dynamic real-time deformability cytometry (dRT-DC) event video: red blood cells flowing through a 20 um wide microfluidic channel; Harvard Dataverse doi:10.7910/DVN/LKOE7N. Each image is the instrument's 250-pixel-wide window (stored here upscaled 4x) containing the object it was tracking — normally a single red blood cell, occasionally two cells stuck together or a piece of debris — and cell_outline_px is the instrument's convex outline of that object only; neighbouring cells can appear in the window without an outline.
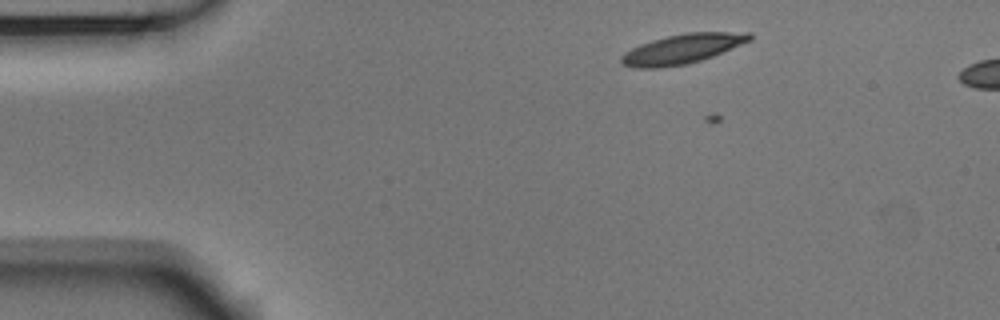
{"species": "Egyptian fruit bat (a non-hibernating species)", "species_latin": "Rousettus aegyptiacus", "temperature_condition": "room temperature", "stored_images_in_passage": 46, "camera_frame_rate_fps": 3000, "um_per_image_px": 0.085, "animal": {"sex": "male"}, "frame": {"image": 1, "passage_image": 2, "time_ms": 0.333, "image_size_px": [1000, 320], "cell_outline_px": [[752, 40], [712, 56], [688, 64], [660, 68], [632, 68], [620, 64], [620, 56], [624, 52], [640, 44], [652, 40], [668, 36], [688, 32], [752, 32]], "centroid_in_image_um": [57.96, 4.16], "position_along_channel_um": 27.0, "area_um2": 22.25}}
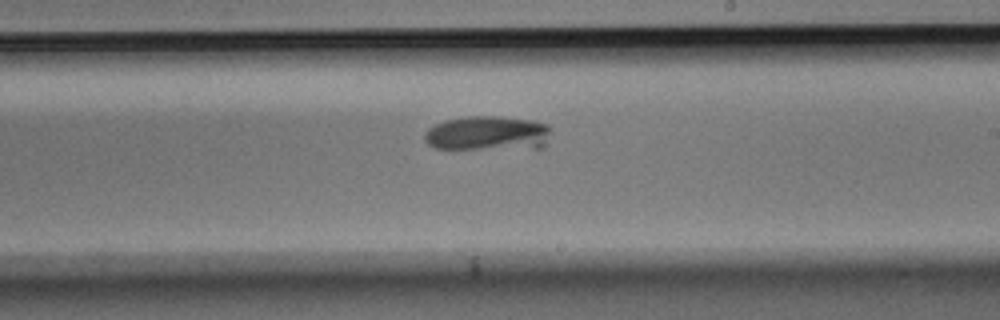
{"frame": {"image": 2, "passage_image": 25, "time_ms": 8.0, "image_size_px": [1000, 320], "cell_outline_px": [[548, 132], [544, 148], [436, 148], [428, 144], [424, 140], [424, 132], [428, 128], [444, 120], [468, 116], [500, 116], [532, 120], [548, 124]], "centroid_in_image_um": [41.42, 11.32], "position_along_channel_um": 247.6, "area_um2": 25.32}}
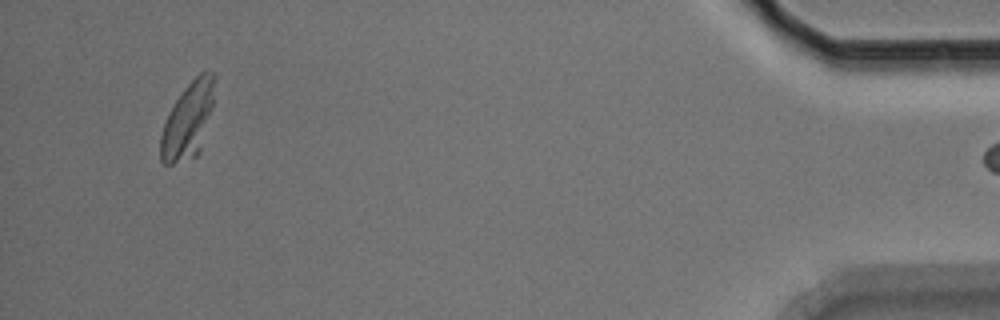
{"frame": {"image": 3, "passage_image": 45, "time_ms": 14.667, "image_size_px": [1000, 320], "cell_outline_px": [[216, 76], [212, 108], [200, 148], [196, 156], [172, 164], [164, 164], [160, 160], [160, 136], [168, 112], [184, 88], [200, 72], [208, 68], [216, 72]], "centroid_in_image_um": [15.99, 10.17], "position_along_channel_um": 419.2, "area_um2": 23.99}}